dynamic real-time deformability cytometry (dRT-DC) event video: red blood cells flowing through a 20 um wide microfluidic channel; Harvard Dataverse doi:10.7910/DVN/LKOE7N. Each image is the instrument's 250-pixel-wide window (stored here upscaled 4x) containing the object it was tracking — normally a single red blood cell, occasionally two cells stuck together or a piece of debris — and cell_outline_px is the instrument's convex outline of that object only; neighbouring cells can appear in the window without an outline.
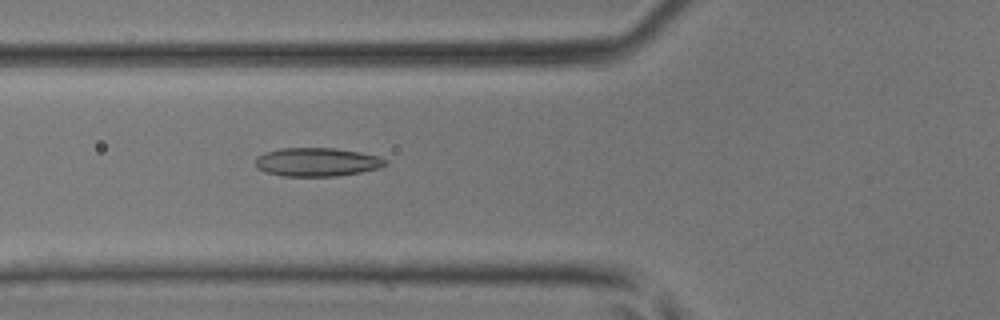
{"species": "common noctule bat (a hibernating species)", "species_latin": "Nyctalus noctula", "temperature_condition": "room temperature", "stored_images_in_passage": 5, "camera_frame_rate_fps": 3000, "um_per_image_px": 0.085, "animal": {"sex": "male", "body_mass_g": 17.9, "forearm_length_mm": 54.2}, "frame": {"image": 1, "passage_image": 5, "time_ms": 5.333, "image_size_px": [1000, 320], "cell_outline_px": [[388, 164], [380, 168], [360, 172], [336, 176], [284, 176], [264, 172], [256, 168], [256, 156], [264, 152], [280, 148], [336, 148], [360, 152], [380, 156], [388, 160]], "centroid_in_image_um": [26.95, 13.77], "position_along_channel_um": 98.8, "area_um2": 21.91}}